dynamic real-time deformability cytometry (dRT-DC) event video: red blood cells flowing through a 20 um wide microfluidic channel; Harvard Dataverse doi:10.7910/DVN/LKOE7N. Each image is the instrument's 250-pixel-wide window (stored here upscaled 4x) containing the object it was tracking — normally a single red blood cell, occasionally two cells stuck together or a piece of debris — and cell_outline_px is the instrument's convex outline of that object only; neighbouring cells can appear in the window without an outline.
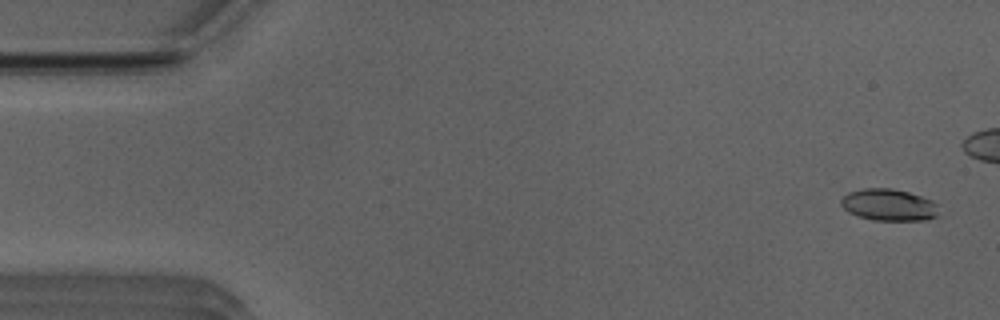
{"species": "Egyptian fruit bat (a non-hibernating species)", "species_latin": "Rousettus aegyptiacus", "temperature_condition": "room temperature", "stored_images_in_passage": 42, "camera_frame_rate_fps": 3000, "um_per_image_px": 0.085, "animal": {"sex": "male"}, "frame": {"image": 1, "passage_image": 2, "time_ms": 0.333, "image_size_px": [1000, 320], "cell_outline_px": [[936, 216], [924, 220], [872, 220], [848, 212], [840, 204], [840, 200], [848, 192], [864, 188], [892, 188], [908, 192], [932, 200], [936, 204]], "centroid_in_image_um": [75.5, 17.4], "position_along_channel_um": 9.5, "area_um2": 17.92}}
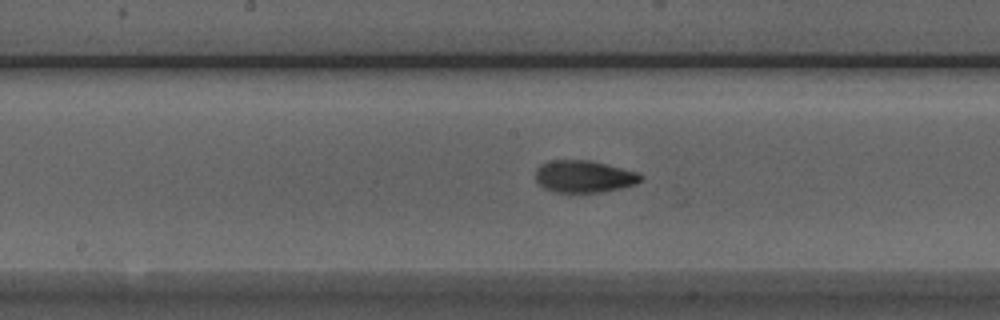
{"frame": {"image": 2, "passage_image": 26, "time_ms": 8.333, "image_size_px": [1000, 320], "cell_outline_px": [[644, 176], [636, 184], [620, 188], [600, 192], [556, 192], [544, 188], [536, 180], [536, 168], [540, 164], [548, 160], [588, 160], [636, 172]], "centroid_in_image_um": [49.6, 15.0], "position_along_channel_um": 198.6, "area_um2": 19.48}}
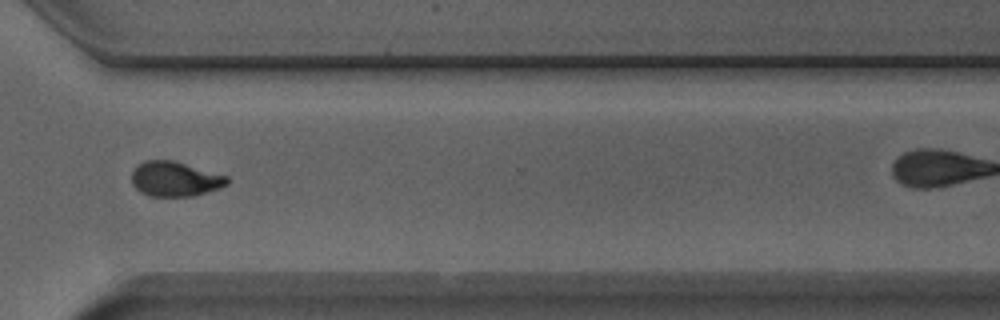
{"frame": {"image": 3, "passage_image": 38, "time_ms": 12.333, "image_size_px": [1000, 320], "cell_outline_px": [[228, 184], [220, 188], [192, 196], [148, 196], [140, 192], [132, 184], [132, 172], [144, 160], [172, 160], [228, 176]], "centroid_in_image_um": [14.87, 15.22], "position_along_channel_um": 355.7, "area_um2": 19.25}}